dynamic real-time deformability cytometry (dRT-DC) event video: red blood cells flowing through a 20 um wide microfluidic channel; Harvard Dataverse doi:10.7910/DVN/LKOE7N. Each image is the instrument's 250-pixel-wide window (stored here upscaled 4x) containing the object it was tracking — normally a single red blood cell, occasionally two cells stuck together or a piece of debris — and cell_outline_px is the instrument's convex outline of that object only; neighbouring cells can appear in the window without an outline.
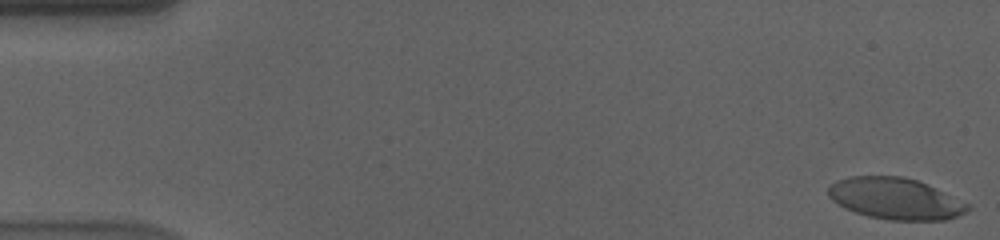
{"species": "human", "species_latin": "Homo sapiens", "temperature_condition": "cold", "stored_images_in_passage": 57, "camera_frame_rate_fps": 3000, "um_per_image_px": 0.085, "donor": {"sex": "male"}, "frame": {"image": 1, "passage_image": 1, "time_ms": 0.0, "image_size_px": [1000, 240], "cell_outline_px": [[972, 208], [968, 212], [944, 220], [888, 220], [868, 216], [844, 208], [832, 200], [828, 196], [828, 188], [836, 180], [848, 176], [904, 176], [928, 184], [968, 204]], "centroid_in_image_um": [76.09, 16.88], "position_along_channel_um": 8.9, "area_um2": 33.7}}
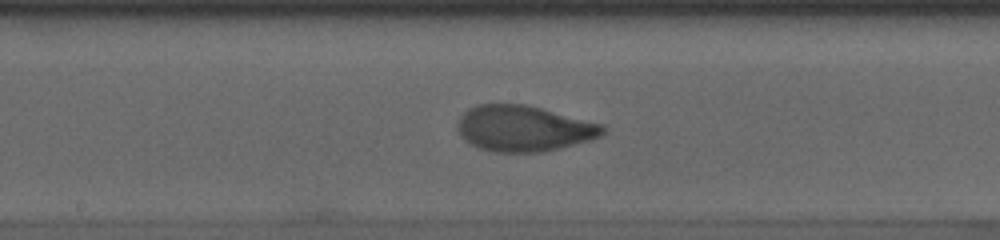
{"frame": {"image": 2, "passage_image": 30, "time_ms": 9.667, "image_size_px": [1000, 240], "cell_outline_px": [[608, 128], [600, 136], [592, 140], [560, 148], [540, 152], [492, 152], [480, 148], [464, 140], [460, 136], [456, 128], [456, 124], [460, 116], [468, 108], [476, 104], [528, 104], [604, 124]], "centroid_in_image_um": [44.52, 10.91], "position_along_channel_um": 203.7, "area_um2": 39.36}}
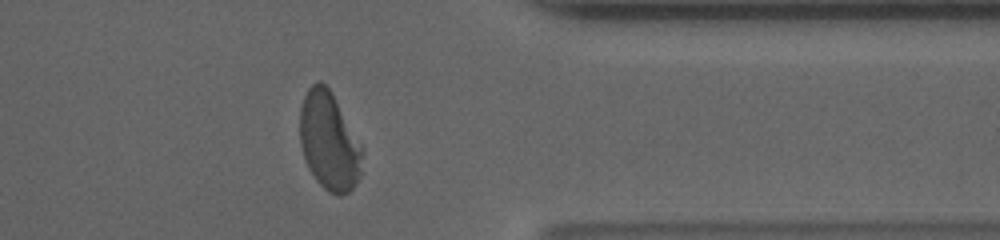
{"frame": {"image": 3, "passage_image": 46, "time_ms": 15.0, "image_size_px": [1000, 240], "cell_outline_px": [[364, 152], [360, 172], [356, 184], [348, 192], [340, 196], [328, 192], [316, 180], [308, 168], [300, 144], [300, 108], [304, 96], [308, 88], [316, 80], [320, 80], [332, 92], [364, 148]], "centroid_in_image_um": [27.98, 12.0], "position_along_channel_um": 383.4, "area_um2": 35.95}, "authors_computed_cell_mechanics": {"area_um2": 36.8764, "velocity_mm_per_s": 3.5687, "shape_relaxation_time_tau1_ms": 5.2065, "shape_relaxation_time_tau2_ms": 0.7725, "deformation_change_tau1": 0.2219, "deformation_change_tau2": 0.055}}